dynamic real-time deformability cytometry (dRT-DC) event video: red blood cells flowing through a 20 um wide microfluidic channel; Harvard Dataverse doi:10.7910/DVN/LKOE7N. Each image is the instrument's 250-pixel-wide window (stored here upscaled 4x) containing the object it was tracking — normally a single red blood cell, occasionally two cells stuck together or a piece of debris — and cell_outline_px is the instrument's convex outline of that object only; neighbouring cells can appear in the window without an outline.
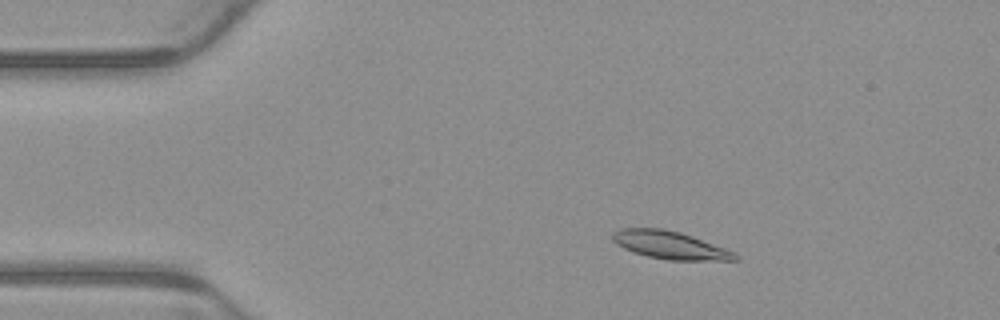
{"species": "common noctule bat (a hibernating species)", "species_latin": "Nyctalus noctula", "temperature_condition": "warm", "stored_images_in_passage": 6, "camera_frame_rate_fps": 3000, "um_per_image_px": 0.085, "animal": {"sex": "male", "body_mass_g": 23.1, "forearm_length_mm": 52.7}, "frame": {"image": 1, "passage_image": 3, "time_ms": 0.667, "image_size_px": [1000, 320], "cell_outline_px": [[740, 260], [668, 260], [648, 256], [632, 252], [616, 244], [612, 240], [612, 232], [620, 228], [664, 228], [680, 232], [692, 236], [736, 252], [740, 256]], "centroid_in_image_um": [56.95, 20.83], "position_along_channel_um": 28.0, "area_um2": 20.0}}
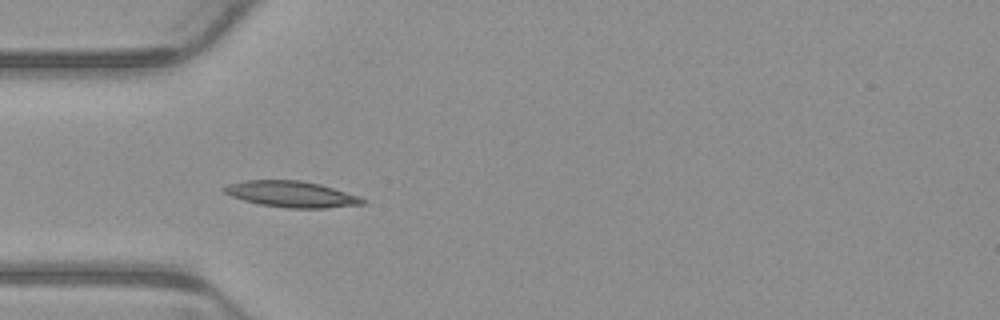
{"frame": {"image": 2, "passage_image": 5, "time_ms": 1.333, "image_size_px": [1000, 320], "cell_outline_px": [[368, 200], [364, 204], [324, 208], [288, 208], [260, 204], [244, 200], [232, 196], [224, 192], [220, 188], [228, 184], [248, 180], [300, 180], [320, 184], [360, 196]], "centroid_in_image_um": [24.8, 16.5], "position_along_channel_um": 60.2, "area_um2": 21.04}}
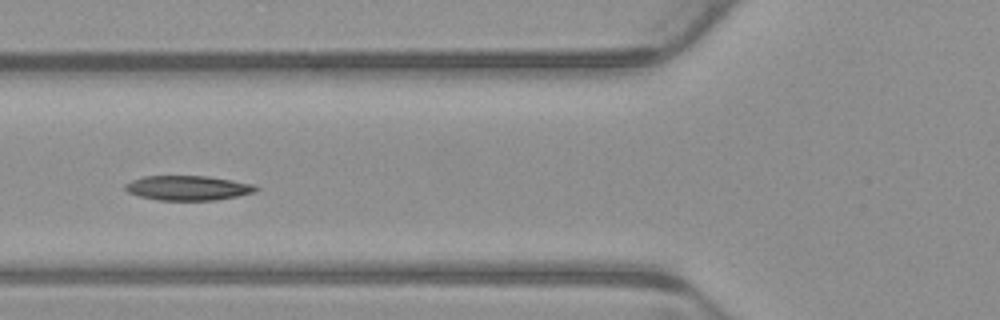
{"frame": {"image": 3, "passage_image": 6, "time_ms": 1.667, "image_size_px": [1000, 320], "cell_outline_px": [[260, 188], [256, 192], [216, 200], [156, 200], [140, 196], [128, 192], [124, 188], [124, 184], [132, 180], [144, 176], [204, 176], [232, 180], [256, 184]], "centroid_in_image_um": [15.99, 15.97], "position_along_channel_um": 109.8, "area_um2": 18.84}}